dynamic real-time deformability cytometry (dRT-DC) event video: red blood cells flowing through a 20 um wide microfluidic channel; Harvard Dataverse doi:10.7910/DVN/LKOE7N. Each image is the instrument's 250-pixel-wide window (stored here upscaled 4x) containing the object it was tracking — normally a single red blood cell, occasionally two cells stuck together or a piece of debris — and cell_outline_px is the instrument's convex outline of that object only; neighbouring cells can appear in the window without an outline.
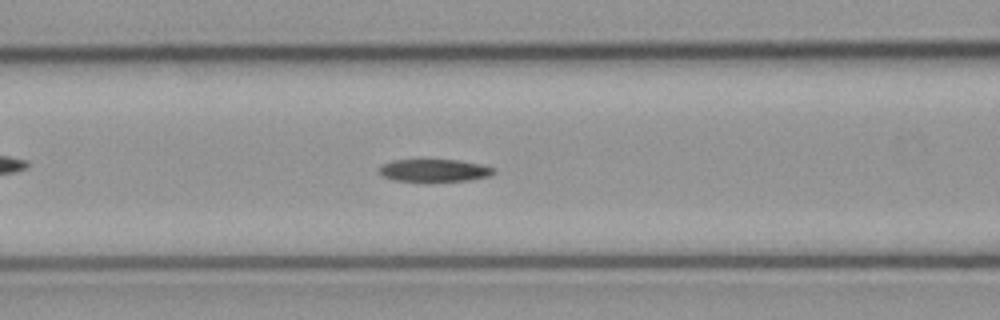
{"species": "common noctule bat (a hibernating species)", "species_latin": "Nyctalus noctula", "temperature_condition": "cold", "stored_images_in_passage": 54, "camera_frame_rate_fps": 3000, "um_per_image_px": 0.085, "animal": {"sex": "male", "body_mass_g": 23.1, "forearm_length_mm": 52.7}, "frame": {"image": 1, "passage_image": 21, "time_ms": 6.667, "image_size_px": [1000, 320], "cell_outline_px": [[496, 172], [492, 176], [468, 180], [428, 184], [392, 180], [380, 176], [380, 168], [384, 164], [392, 160], [460, 160], [480, 164], [496, 168]], "centroid_in_image_um": [36.93, 14.54], "position_along_channel_um": 129.7, "area_um2": 15.9}}
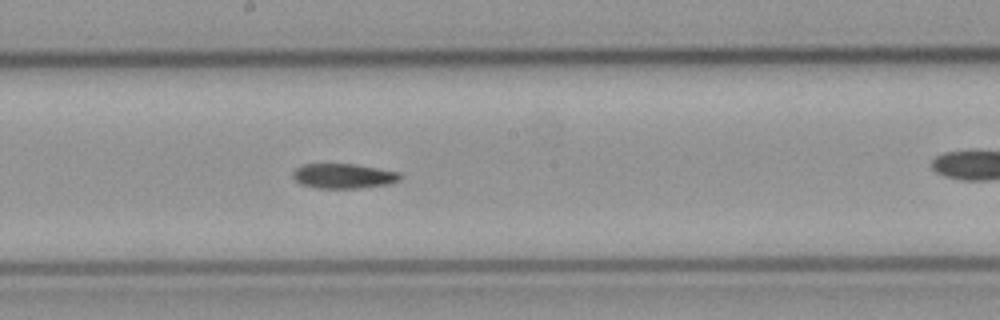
{"frame": {"image": 2, "passage_image": 28, "time_ms": 9.0, "image_size_px": [1000, 320], "cell_outline_px": [[404, 176], [400, 180], [392, 184], [360, 188], [316, 188], [300, 184], [292, 176], [292, 172], [296, 168], [304, 164], [352, 164], [400, 172]], "centroid_in_image_um": [29.23, 14.97], "position_along_channel_um": 219.0, "area_um2": 15.66}}
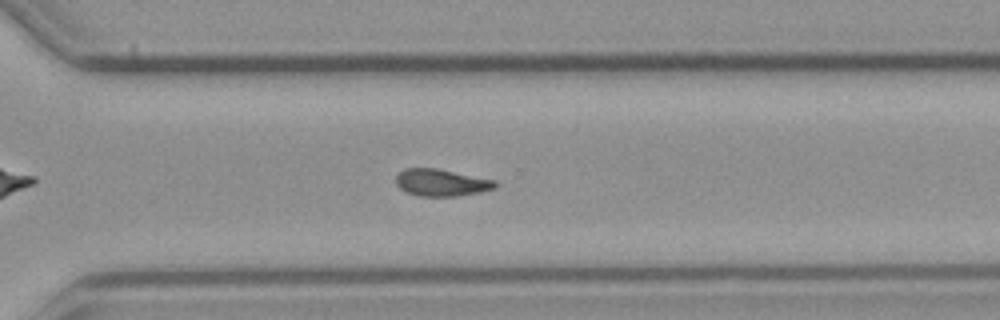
{"frame": {"image": 3, "passage_image": 37, "time_ms": 12.0, "image_size_px": [1000, 320], "cell_outline_px": [[496, 188], [480, 192], [460, 196], [420, 196], [404, 192], [396, 184], [396, 176], [404, 168], [436, 168], [496, 180]], "centroid_in_image_um": [37.51, 15.52], "position_along_channel_um": 333.1, "area_um2": 15.72}}